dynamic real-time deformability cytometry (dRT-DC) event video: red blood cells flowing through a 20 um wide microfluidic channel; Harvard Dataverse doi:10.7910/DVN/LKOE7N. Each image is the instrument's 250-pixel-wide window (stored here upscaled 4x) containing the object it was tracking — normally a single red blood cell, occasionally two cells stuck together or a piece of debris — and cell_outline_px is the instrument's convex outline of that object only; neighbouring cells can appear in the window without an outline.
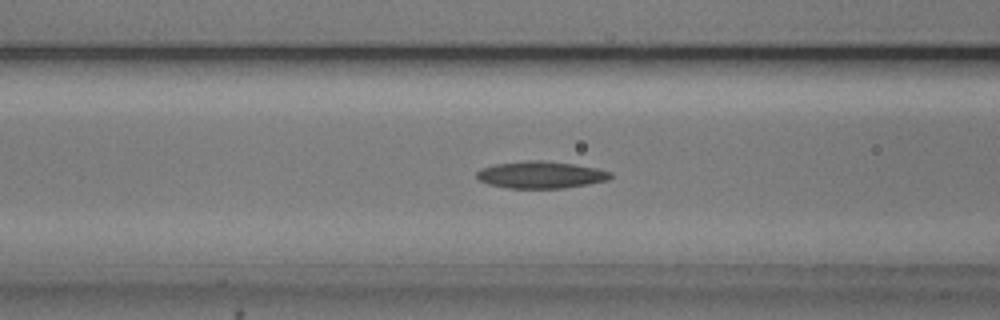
{"species": "common noctule bat (a hibernating species)", "species_latin": "Nyctalus noctula", "temperature_condition": "cold", "stored_images_in_passage": 29, "camera_frame_rate_fps": 3000, "um_per_image_px": 0.085, "animal": {"sex": "male", "body_mass_g": 20.5, "forearm_length_mm": 52.5}, "frame": {"image": 1, "passage_image": 8, "time_ms": 2.333, "image_size_px": [1000, 320], "cell_outline_px": [[612, 176], [608, 180], [588, 184], [564, 188], [508, 188], [488, 184], [480, 180], [476, 176], [476, 172], [484, 168], [496, 164], [528, 160], [540, 160], [572, 164], [596, 168], [612, 172]], "centroid_in_image_um": [45.98, 14.86], "position_along_channel_um": 120.6, "area_um2": 20.87}}
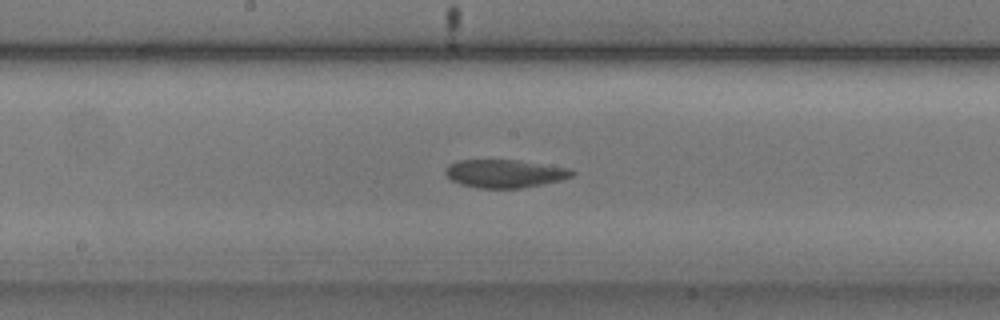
{"frame": {"image": 2, "passage_image": 15, "time_ms": 4.667, "image_size_px": [1000, 320], "cell_outline_px": [[576, 172], [572, 176], [560, 180], [544, 184], [520, 188], [476, 188], [460, 184], [452, 180], [444, 172], [444, 168], [448, 164], [456, 160], [516, 160], [572, 168]], "centroid_in_image_um": [42.9, 14.75], "position_along_channel_um": 205.3, "area_um2": 20.92}}
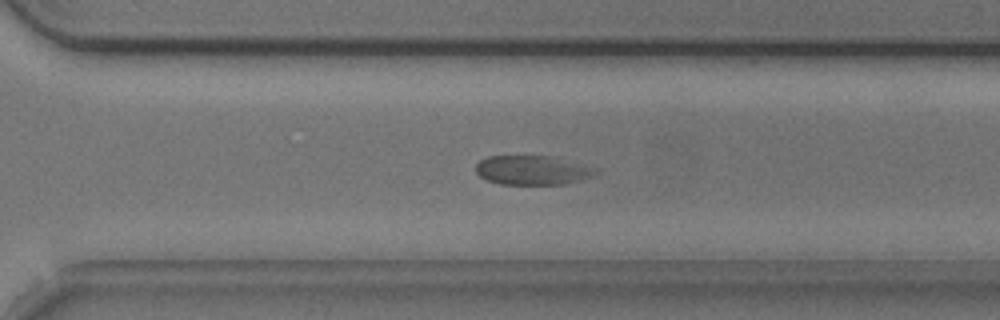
{"frame": {"image": 3, "passage_image": 25, "time_ms": 8.0, "image_size_px": [1000, 320], "cell_outline_px": [[600, 172], [596, 176], [584, 180], [564, 184], [500, 184], [488, 180], [480, 176], [476, 172], [476, 164], [480, 160], [488, 156], [552, 156], [596, 168]], "centroid_in_image_um": [45.31, 14.47], "position_along_channel_um": 325.3, "area_um2": 20.58}, "authors_computed_cell_mechanics": {"area_um2": 20.8658, "velocity_mm_per_s": 3.6135, "shape_relaxation_time_tau1_ms": 4.1767, "shape_relaxation_time_tau2_ms": null, "deformation_change_tau1": 0.1021, "deformation_change_tau2": null}}